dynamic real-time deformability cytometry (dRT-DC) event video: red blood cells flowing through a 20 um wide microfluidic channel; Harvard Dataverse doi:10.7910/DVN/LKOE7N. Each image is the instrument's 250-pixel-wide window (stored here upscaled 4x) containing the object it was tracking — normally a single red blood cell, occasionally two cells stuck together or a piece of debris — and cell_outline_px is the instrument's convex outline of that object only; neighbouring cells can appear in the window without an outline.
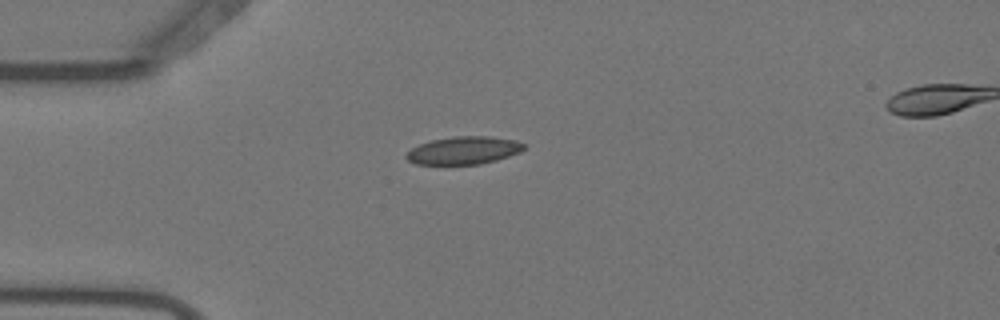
{"species": "Egyptian fruit bat (a non-hibernating species)", "species_latin": "Rousettus aegyptiacus", "temperature_condition": "warm", "stored_images_in_passage": 7, "camera_frame_rate_fps": 3000, "um_per_image_px": 0.085, "animal": {"sex": "female"}, "frame": {"image": 1, "passage_image": 2, "time_ms": 0.333, "image_size_px": [1000, 320], "cell_outline_px": [[524, 148], [520, 152], [496, 160], [480, 164], [416, 164], [408, 160], [404, 156], [412, 148], [420, 144], [432, 140], [452, 136], [488, 136], [516, 140], [524, 144]], "centroid_in_image_um": [39.41, 12.78], "position_along_channel_um": 45.6, "area_um2": 18.9}}
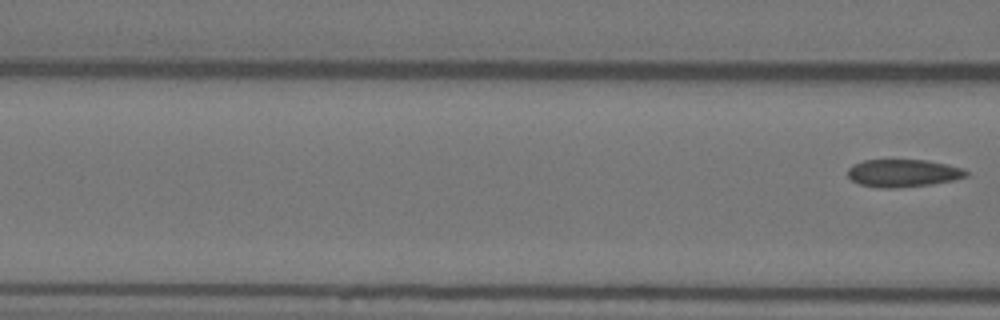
{"frame": {"image": 2, "passage_image": 7, "time_ms": 2.0, "image_size_px": [1000, 320], "cell_outline_px": [[968, 176], [952, 180], [932, 184], [896, 188], [880, 188], [860, 184], [852, 180], [848, 176], [848, 168], [852, 164], [864, 160], [928, 160], [964, 168], [968, 172]], "centroid_in_image_um": [76.76, 14.71], "position_along_channel_um": 89.8, "area_um2": 19.13}}